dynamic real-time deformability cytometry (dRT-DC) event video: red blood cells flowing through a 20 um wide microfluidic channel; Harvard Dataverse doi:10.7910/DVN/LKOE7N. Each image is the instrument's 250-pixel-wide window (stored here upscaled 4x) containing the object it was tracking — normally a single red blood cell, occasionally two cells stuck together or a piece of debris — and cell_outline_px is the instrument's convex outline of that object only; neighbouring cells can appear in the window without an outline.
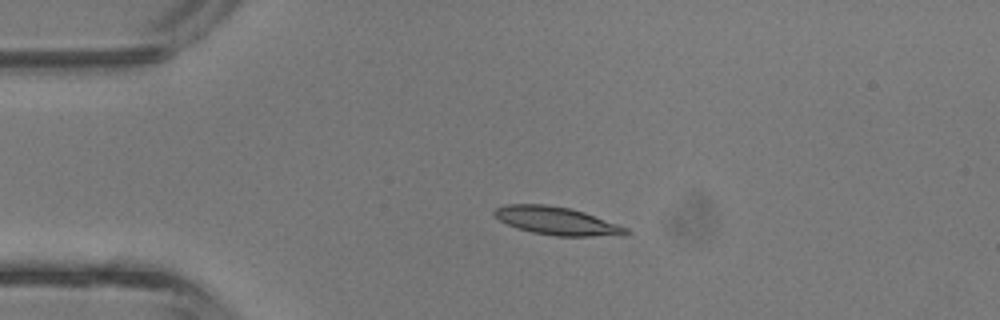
{"species": "common noctule bat (a hibernating species)", "species_latin": "Nyctalus noctula", "temperature_condition": "room temperature", "stored_images_in_passage": 5, "camera_frame_rate_fps": 3000, "um_per_image_px": 0.085, "animal": {"sex": "male", "body_mass_g": 13.3}, "frame": {"image": 1, "passage_image": 3, "time_ms": 0.667, "image_size_px": [1000, 320], "cell_outline_px": [[632, 232], [624, 236], [556, 236], [532, 232], [516, 228], [500, 220], [492, 212], [496, 208], [508, 204], [544, 204], [568, 208], [584, 212], [628, 228]], "centroid_in_image_um": [47.37, 18.79], "position_along_channel_um": 37.6, "area_um2": 21.44}}
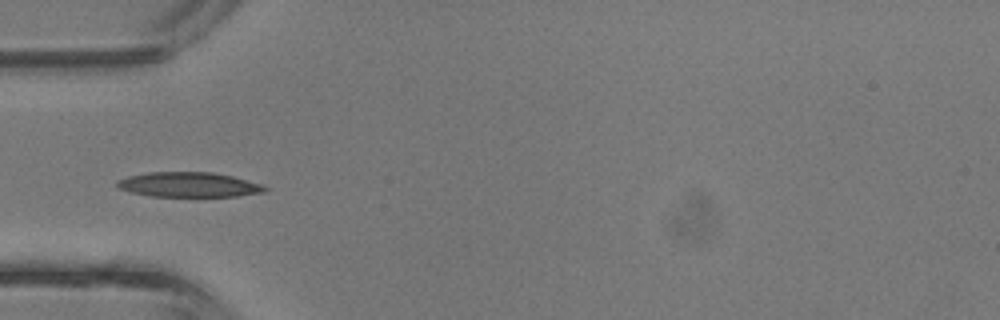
{"frame": {"image": 2, "passage_image": 4, "time_ms": 1.0, "image_size_px": [1000, 320], "cell_outline_px": [[268, 188], [264, 192], [236, 196], [152, 196], [132, 192], [116, 188], [116, 180], [128, 176], [148, 172], [212, 172], [232, 176], [264, 184]], "centroid_in_image_um": [16.04, 15.69], "position_along_channel_um": 69.0, "area_um2": 21.44}}
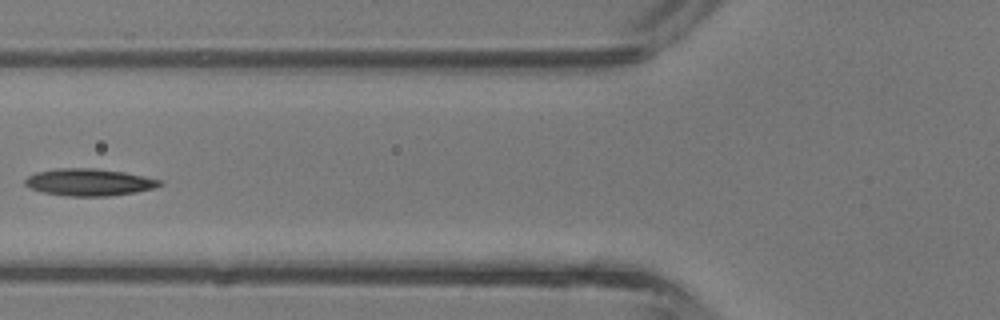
{"frame": {"image": 3, "passage_image": 5, "time_ms": 1.333, "image_size_px": [1000, 320], "cell_outline_px": [[164, 184], [156, 188], [136, 192], [108, 196], [68, 196], [44, 192], [28, 188], [24, 184], [24, 180], [28, 176], [36, 172], [56, 168], [92, 168], [124, 172], [164, 180]], "centroid_in_image_um": [7.6, 15.49], "position_along_channel_um": 118.2, "area_um2": 21.44}}